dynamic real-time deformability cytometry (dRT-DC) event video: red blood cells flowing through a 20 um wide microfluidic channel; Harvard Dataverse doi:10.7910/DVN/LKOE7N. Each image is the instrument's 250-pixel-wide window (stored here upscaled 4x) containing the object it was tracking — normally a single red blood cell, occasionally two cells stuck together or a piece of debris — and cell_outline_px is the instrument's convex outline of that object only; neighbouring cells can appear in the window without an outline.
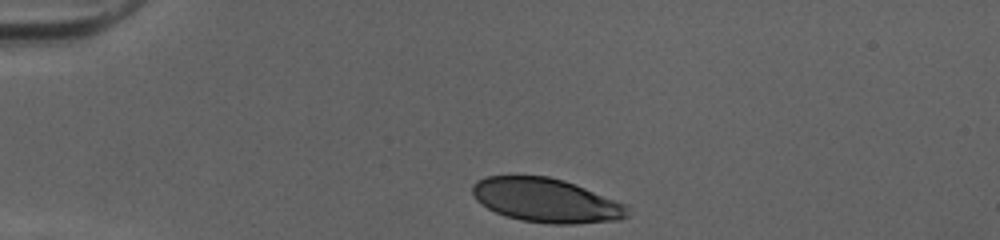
{"species": "human", "species_latin": "Homo sapiens", "temperature_condition": "cold", "stored_images_in_passage": 31, "camera_frame_rate_fps": 3000, "um_per_image_px": 0.085, "donor": {"sex": "female"}, "frame": {"image": 1, "passage_image": 1, "time_ms": 0.0, "image_size_px": [1000, 240], "cell_outline_px": [[628, 216], [620, 220], [576, 224], [552, 224], [520, 220], [496, 212], [480, 204], [476, 200], [472, 192], [472, 184], [476, 180], [488, 176], [548, 176], [564, 180], [628, 204]], "centroid_in_image_um": [46.44, 17.03], "position_along_channel_um": 38.6, "area_um2": 40.0}}
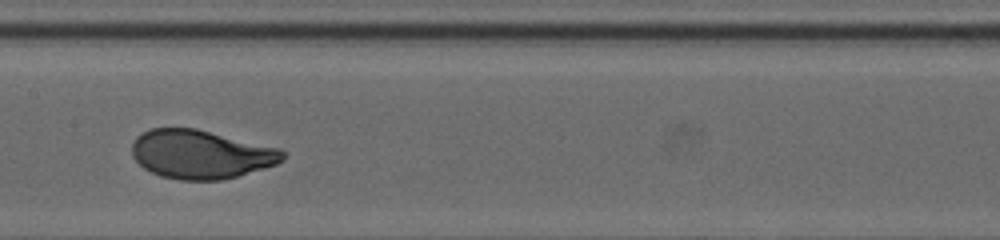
{"frame": {"image": 2, "passage_image": 16, "time_ms": 5.0, "image_size_px": [1000, 240], "cell_outline_px": [[284, 160], [276, 164], [264, 168], [224, 180], [180, 180], [160, 176], [144, 168], [132, 156], [132, 144], [136, 136], [152, 128], [196, 128], [280, 148], [284, 152]], "centroid_in_image_um": [17.07, 13.11], "position_along_channel_um": 190.3, "area_um2": 42.83}}
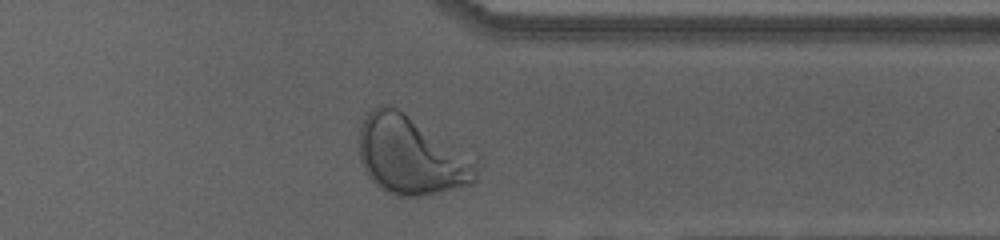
{"frame": {"image": 3, "passage_image": 30, "time_ms": 9.667, "image_size_px": [1000, 240], "cell_outline_px": [[480, 164], [476, 180], [472, 184], [420, 196], [396, 196], [380, 188], [368, 176], [360, 160], [360, 128], [364, 112], [380, 104], [388, 104], [396, 108], [480, 156]], "centroid_in_image_um": [35.03, 13.18], "position_along_channel_um": 376.4, "area_um2": 55.08}, "authors_computed_cell_mechanics": {"area_um2": 42.9454, "velocity_mm_per_s": 4.0146, "shape_relaxation_time_tau1_ms": 2.5287, "shape_relaxation_time_tau2_ms": null, "deformation_change_tau1": 0.1694, "deformation_change_tau2": null}}